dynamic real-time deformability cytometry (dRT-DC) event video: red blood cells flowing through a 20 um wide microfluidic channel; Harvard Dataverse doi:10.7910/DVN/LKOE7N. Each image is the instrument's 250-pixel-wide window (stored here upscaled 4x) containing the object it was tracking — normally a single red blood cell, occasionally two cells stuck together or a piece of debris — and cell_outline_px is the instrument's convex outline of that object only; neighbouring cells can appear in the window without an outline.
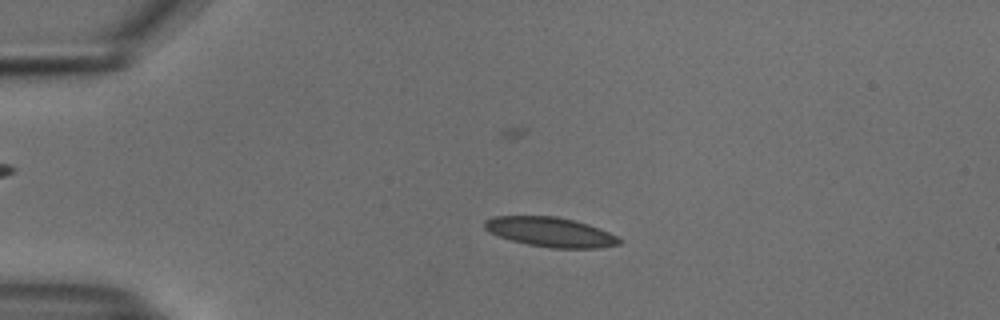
{"species": "common noctule bat (a hibernating species)", "species_latin": "Nyctalus noctula", "temperature_condition": "cold", "stored_images_in_passage": 55, "camera_frame_rate_fps": 3000, "um_per_image_px": 0.085, "animal": {"sex": "male", "body_mass_g": 18.8}, "frame": {"image": 1, "passage_image": 12, "time_ms": 3.667, "image_size_px": [1000, 320], "cell_outline_px": [[624, 240], [620, 244], [596, 248], [552, 248], [528, 244], [512, 240], [500, 236], [484, 228], [484, 220], [492, 216], [556, 216], [588, 224], [600, 228]], "centroid_in_image_um": [46.8, 19.72], "position_along_channel_um": 38.2, "area_um2": 23.06}}
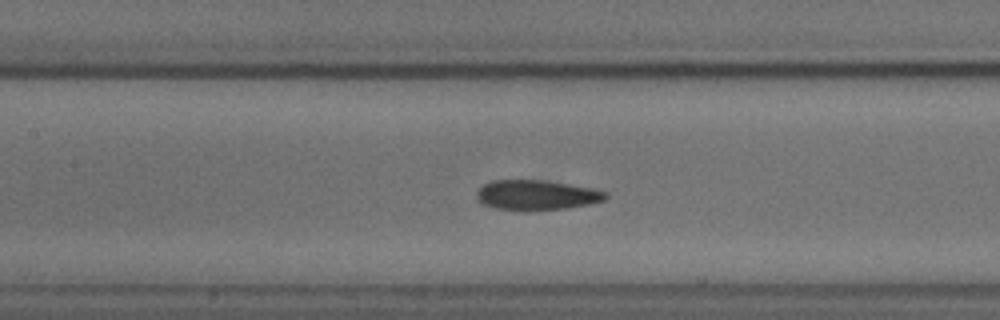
{"frame": {"image": 2, "passage_image": 25, "time_ms": 8.0, "image_size_px": [1000, 320], "cell_outline_px": [[608, 196], [604, 200], [588, 204], [564, 208], [496, 208], [484, 204], [476, 200], [476, 192], [484, 184], [492, 180], [548, 180], [592, 188], [608, 192]], "centroid_in_image_um": [45.62, 16.53], "position_along_channel_um": 161.8, "area_um2": 21.85}}
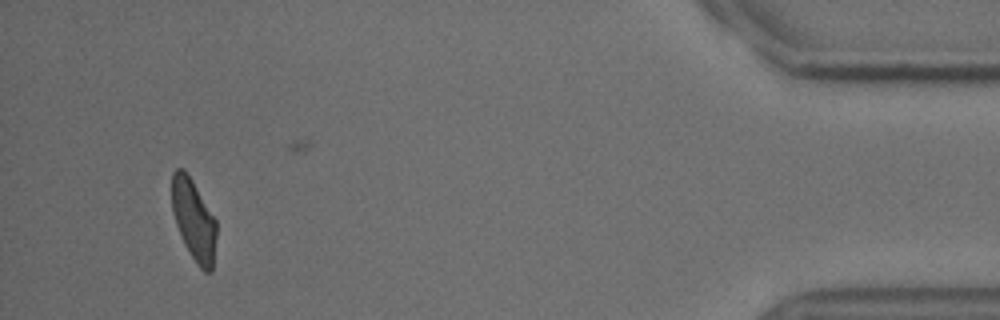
{"frame": {"image": 3, "passage_image": 51, "time_ms": 16.667, "image_size_px": [1000, 320], "cell_outline_px": [[216, 236], [212, 272], [204, 272], [196, 264], [184, 244], [176, 224], [172, 212], [172, 172], [176, 168], [184, 168], [192, 180], [216, 220]], "centroid_in_image_um": [16.46, 18.7], "position_along_channel_um": 418.7, "area_um2": 21.04}, "authors_computed_cell_mechanics": {"area_um2": 22.5998, "velocity_mm_per_s": 3.731, "shape_relaxation_time_tau1_ms": 6.0227, "shape_relaxation_time_tau2_ms": 3.0783, "deformation_change_tau1": 0.146, "deformation_change_tau2": 0.0759}}